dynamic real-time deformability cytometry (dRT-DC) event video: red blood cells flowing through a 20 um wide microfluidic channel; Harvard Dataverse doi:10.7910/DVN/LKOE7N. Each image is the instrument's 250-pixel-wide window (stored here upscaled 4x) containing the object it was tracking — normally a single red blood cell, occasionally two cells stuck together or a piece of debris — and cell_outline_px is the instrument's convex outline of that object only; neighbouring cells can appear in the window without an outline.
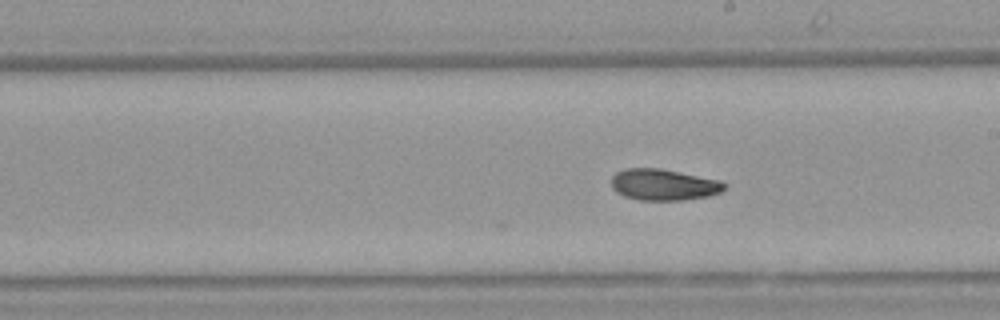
{"species": "Egyptian fruit bat (a non-hibernating species)", "species_latin": "Rousettus aegyptiacus", "temperature_condition": "warm", "stored_images_in_passage": 10, "camera_frame_rate_fps": 3000, "um_per_image_px": 0.085, "animal": {"sex": "female"}, "frame": {"image": 1, "passage_image": 10, "time_ms": 3.0, "image_size_px": [1000, 320], "cell_outline_px": [[728, 184], [720, 192], [708, 196], [684, 200], [640, 200], [624, 196], [616, 192], [612, 188], [612, 176], [616, 172], [624, 168], [660, 168], [720, 180]], "centroid_in_image_um": [56.4, 15.69], "position_along_channel_um": 232.6, "area_um2": 20.69}}